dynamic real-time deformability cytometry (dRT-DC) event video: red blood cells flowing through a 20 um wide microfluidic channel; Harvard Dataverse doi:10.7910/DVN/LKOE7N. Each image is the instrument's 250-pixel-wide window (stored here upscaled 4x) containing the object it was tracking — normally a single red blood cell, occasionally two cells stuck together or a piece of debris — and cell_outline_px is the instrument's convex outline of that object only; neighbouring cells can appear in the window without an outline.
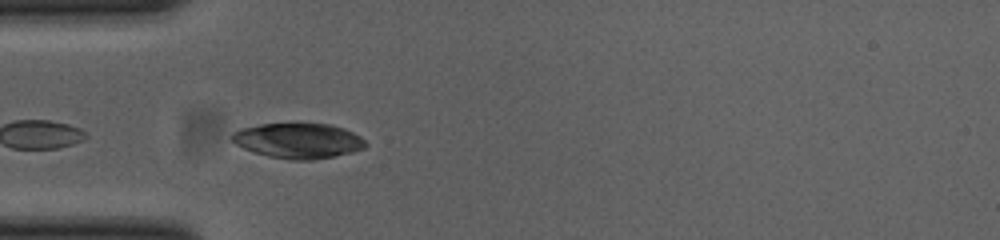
{"species": "common noctule bat (a hibernating species)", "species_latin": "Nyctalus noctula", "temperature_condition": "cold", "stored_images_in_passage": 20, "camera_frame_rate_fps": 3000, "um_per_image_px": 0.085, "animal": {"sex": "female", "body_mass_g": 23.0, "forearm_length_mm": 53.4}, "frame": {"image": 1, "passage_image": 12, "time_ms": 3.667, "image_size_px": [1000, 240], "cell_outline_px": [[368, 144], [364, 148], [352, 152], [312, 160], [292, 160], [268, 156], [244, 148], [236, 144], [232, 140], [232, 132], [240, 128], [260, 124], [328, 124], [344, 128], [360, 136]], "centroid_in_image_um": [25.35, 11.96], "position_along_channel_um": 59.6, "area_um2": 27.17}}